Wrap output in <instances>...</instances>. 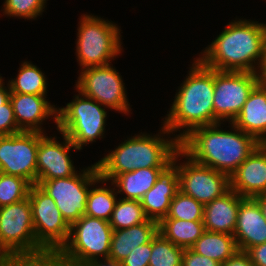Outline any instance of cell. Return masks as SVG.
<instances>
[{
  "instance_id": "cell-43",
  "label": "cell",
  "mask_w": 266,
  "mask_h": 266,
  "mask_svg": "<svg viewBox=\"0 0 266 266\" xmlns=\"http://www.w3.org/2000/svg\"><path fill=\"white\" fill-rule=\"evenodd\" d=\"M0 266H25V265H23L22 263L17 262V261H10V262L5 263V264H0Z\"/></svg>"
},
{
  "instance_id": "cell-30",
  "label": "cell",
  "mask_w": 266,
  "mask_h": 266,
  "mask_svg": "<svg viewBox=\"0 0 266 266\" xmlns=\"http://www.w3.org/2000/svg\"><path fill=\"white\" fill-rule=\"evenodd\" d=\"M204 205L191 196L178 191L171 200L169 212L165 218L186 221H203Z\"/></svg>"
},
{
  "instance_id": "cell-5",
  "label": "cell",
  "mask_w": 266,
  "mask_h": 266,
  "mask_svg": "<svg viewBox=\"0 0 266 266\" xmlns=\"http://www.w3.org/2000/svg\"><path fill=\"white\" fill-rule=\"evenodd\" d=\"M0 250L25 266H50L52 258L35 239L29 197L0 207Z\"/></svg>"
},
{
  "instance_id": "cell-1",
  "label": "cell",
  "mask_w": 266,
  "mask_h": 266,
  "mask_svg": "<svg viewBox=\"0 0 266 266\" xmlns=\"http://www.w3.org/2000/svg\"><path fill=\"white\" fill-rule=\"evenodd\" d=\"M229 124L231 131L223 130L221 123L193 129L180 141V149L193 161L230 177L260 143Z\"/></svg>"
},
{
  "instance_id": "cell-36",
  "label": "cell",
  "mask_w": 266,
  "mask_h": 266,
  "mask_svg": "<svg viewBox=\"0 0 266 266\" xmlns=\"http://www.w3.org/2000/svg\"><path fill=\"white\" fill-rule=\"evenodd\" d=\"M254 266H266V242L247 251Z\"/></svg>"
},
{
  "instance_id": "cell-31",
  "label": "cell",
  "mask_w": 266,
  "mask_h": 266,
  "mask_svg": "<svg viewBox=\"0 0 266 266\" xmlns=\"http://www.w3.org/2000/svg\"><path fill=\"white\" fill-rule=\"evenodd\" d=\"M30 187L31 184L26 179L0 172V207L27 198Z\"/></svg>"
},
{
  "instance_id": "cell-20",
  "label": "cell",
  "mask_w": 266,
  "mask_h": 266,
  "mask_svg": "<svg viewBox=\"0 0 266 266\" xmlns=\"http://www.w3.org/2000/svg\"><path fill=\"white\" fill-rule=\"evenodd\" d=\"M242 199V196L230 188L222 196L205 204L203 213L205 230L233 235Z\"/></svg>"
},
{
  "instance_id": "cell-25",
  "label": "cell",
  "mask_w": 266,
  "mask_h": 266,
  "mask_svg": "<svg viewBox=\"0 0 266 266\" xmlns=\"http://www.w3.org/2000/svg\"><path fill=\"white\" fill-rule=\"evenodd\" d=\"M191 249L221 264L239 250L233 235L209 231H205Z\"/></svg>"
},
{
  "instance_id": "cell-13",
  "label": "cell",
  "mask_w": 266,
  "mask_h": 266,
  "mask_svg": "<svg viewBox=\"0 0 266 266\" xmlns=\"http://www.w3.org/2000/svg\"><path fill=\"white\" fill-rule=\"evenodd\" d=\"M39 132L21 131L0 136V172L37 182Z\"/></svg>"
},
{
  "instance_id": "cell-10",
  "label": "cell",
  "mask_w": 266,
  "mask_h": 266,
  "mask_svg": "<svg viewBox=\"0 0 266 266\" xmlns=\"http://www.w3.org/2000/svg\"><path fill=\"white\" fill-rule=\"evenodd\" d=\"M28 197L36 242L53 258L68 241L70 225L64 220L53 198L37 184L31 185Z\"/></svg>"
},
{
  "instance_id": "cell-32",
  "label": "cell",
  "mask_w": 266,
  "mask_h": 266,
  "mask_svg": "<svg viewBox=\"0 0 266 266\" xmlns=\"http://www.w3.org/2000/svg\"><path fill=\"white\" fill-rule=\"evenodd\" d=\"M47 0H5L3 15L23 19H36L42 15Z\"/></svg>"
},
{
  "instance_id": "cell-4",
  "label": "cell",
  "mask_w": 266,
  "mask_h": 266,
  "mask_svg": "<svg viewBox=\"0 0 266 266\" xmlns=\"http://www.w3.org/2000/svg\"><path fill=\"white\" fill-rule=\"evenodd\" d=\"M160 131L162 133L158 132L153 136L152 133L150 135L141 132L127 138L115 150L109 151L96 162L100 177L108 182L119 174L139 168L166 167L180 149V141L176 137L171 138V133L164 126Z\"/></svg>"
},
{
  "instance_id": "cell-24",
  "label": "cell",
  "mask_w": 266,
  "mask_h": 266,
  "mask_svg": "<svg viewBox=\"0 0 266 266\" xmlns=\"http://www.w3.org/2000/svg\"><path fill=\"white\" fill-rule=\"evenodd\" d=\"M203 221H186L163 218L158 223V232L176 246L191 248L205 232Z\"/></svg>"
},
{
  "instance_id": "cell-34",
  "label": "cell",
  "mask_w": 266,
  "mask_h": 266,
  "mask_svg": "<svg viewBox=\"0 0 266 266\" xmlns=\"http://www.w3.org/2000/svg\"><path fill=\"white\" fill-rule=\"evenodd\" d=\"M152 250V240L146 244L139 245L121 261V266H149Z\"/></svg>"
},
{
  "instance_id": "cell-26",
  "label": "cell",
  "mask_w": 266,
  "mask_h": 266,
  "mask_svg": "<svg viewBox=\"0 0 266 266\" xmlns=\"http://www.w3.org/2000/svg\"><path fill=\"white\" fill-rule=\"evenodd\" d=\"M17 77L8 81L11 93L46 95L47 81L44 73L32 62L21 63Z\"/></svg>"
},
{
  "instance_id": "cell-15",
  "label": "cell",
  "mask_w": 266,
  "mask_h": 266,
  "mask_svg": "<svg viewBox=\"0 0 266 266\" xmlns=\"http://www.w3.org/2000/svg\"><path fill=\"white\" fill-rule=\"evenodd\" d=\"M63 141L56 140L57 136H46L39 132V145L37 151V180H51L67 178L77 174L74 162L70 159L69 152L77 149L70 139L60 133ZM60 142V143H59Z\"/></svg>"
},
{
  "instance_id": "cell-17",
  "label": "cell",
  "mask_w": 266,
  "mask_h": 266,
  "mask_svg": "<svg viewBox=\"0 0 266 266\" xmlns=\"http://www.w3.org/2000/svg\"><path fill=\"white\" fill-rule=\"evenodd\" d=\"M230 188L243 198L266 193V144H259L230 176Z\"/></svg>"
},
{
  "instance_id": "cell-7",
  "label": "cell",
  "mask_w": 266,
  "mask_h": 266,
  "mask_svg": "<svg viewBox=\"0 0 266 266\" xmlns=\"http://www.w3.org/2000/svg\"><path fill=\"white\" fill-rule=\"evenodd\" d=\"M80 18L76 55L81 69L110 64L123 50L118 25L92 14Z\"/></svg>"
},
{
  "instance_id": "cell-8",
  "label": "cell",
  "mask_w": 266,
  "mask_h": 266,
  "mask_svg": "<svg viewBox=\"0 0 266 266\" xmlns=\"http://www.w3.org/2000/svg\"><path fill=\"white\" fill-rule=\"evenodd\" d=\"M76 91L78 95L73 96L71 102L57 109L56 129L81 150L83 146L104 137L107 111L96 100Z\"/></svg>"
},
{
  "instance_id": "cell-3",
  "label": "cell",
  "mask_w": 266,
  "mask_h": 266,
  "mask_svg": "<svg viewBox=\"0 0 266 266\" xmlns=\"http://www.w3.org/2000/svg\"><path fill=\"white\" fill-rule=\"evenodd\" d=\"M188 72L163 120L170 133L183 130L175 135L179 141L195 128L214 125V69L196 58Z\"/></svg>"
},
{
  "instance_id": "cell-12",
  "label": "cell",
  "mask_w": 266,
  "mask_h": 266,
  "mask_svg": "<svg viewBox=\"0 0 266 266\" xmlns=\"http://www.w3.org/2000/svg\"><path fill=\"white\" fill-rule=\"evenodd\" d=\"M76 83L77 90L106 108L124 114L130 112L125 83L111 64L81 69Z\"/></svg>"
},
{
  "instance_id": "cell-28",
  "label": "cell",
  "mask_w": 266,
  "mask_h": 266,
  "mask_svg": "<svg viewBox=\"0 0 266 266\" xmlns=\"http://www.w3.org/2000/svg\"><path fill=\"white\" fill-rule=\"evenodd\" d=\"M147 219L140 201L119 198L115 203L109 224L113 230H121L141 224Z\"/></svg>"
},
{
  "instance_id": "cell-40",
  "label": "cell",
  "mask_w": 266,
  "mask_h": 266,
  "mask_svg": "<svg viewBox=\"0 0 266 266\" xmlns=\"http://www.w3.org/2000/svg\"><path fill=\"white\" fill-rule=\"evenodd\" d=\"M86 266H121V262H116L111 259H99L88 263Z\"/></svg>"
},
{
  "instance_id": "cell-41",
  "label": "cell",
  "mask_w": 266,
  "mask_h": 266,
  "mask_svg": "<svg viewBox=\"0 0 266 266\" xmlns=\"http://www.w3.org/2000/svg\"><path fill=\"white\" fill-rule=\"evenodd\" d=\"M255 199L258 201L259 205L261 206L264 217L266 219V193L255 197Z\"/></svg>"
},
{
  "instance_id": "cell-21",
  "label": "cell",
  "mask_w": 266,
  "mask_h": 266,
  "mask_svg": "<svg viewBox=\"0 0 266 266\" xmlns=\"http://www.w3.org/2000/svg\"><path fill=\"white\" fill-rule=\"evenodd\" d=\"M232 124L266 144V85L258 83L253 88Z\"/></svg>"
},
{
  "instance_id": "cell-39",
  "label": "cell",
  "mask_w": 266,
  "mask_h": 266,
  "mask_svg": "<svg viewBox=\"0 0 266 266\" xmlns=\"http://www.w3.org/2000/svg\"><path fill=\"white\" fill-rule=\"evenodd\" d=\"M10 88L7 83V87L5 86L4 81L2 80L0 82V106L5 104L10 99Z\"/></svg>"
},
{
  "instance_id": "cell-18",
  "label": "cell",
  "mask_w": 266,
  "mask_h": 266,
  "mask_svg": "<svg viewBox=\"0 0 266 266\" xmlns=\"http://www.w3.org/2000/svg\"><path fill=\"white\" fill-rule=\"evenodd\" d=\"M47 95L11 93L10 101L14 116L21 131L44 132L42 122L54 117L57 125V107L47 101Z\"/></svg>"
},
{
  "instance_id": "cell-33",
  "label": "cell",
  "mask_w": 266,
  "mask_h": 266,
  "mask_svg": "<svg viewBox=\"0 0 266 266\" xmlns=\"http://www.w3.org/2000/svg\"><path fill=\"white\" fill-rule=\"evenodd\" d=\"M21 132L18 128L10 99L0 106V136Z\"/></svg>"
},
{
  "instance_id": "cell-16",
  "label": "cell",
  "mask_w": 266,
  "mask_h": 266,
  "mask_svg": "<svg viewBox=\"0 0 266 266\" xmlns=\"http://www.w3.org/2000/svg\"><path fill=\"white\" fill-rule=\"evenodd\" d=\"M180 157H183L181 149L175 153L173 161L160 172L155 185L140 200L148 219L159 223L167 216L171 200L179 191L178 159Z\"/></svg>"
},
{
  "instance_id": "cell-6",
  "label": "cell",
  "mask_w": 266,
  "mask_h": 266,
  "mask_svg": "<svg viewBox=\"0 0 266 266\" xmlns=\"http://www.w3.org/2000/svg\"><path fill=\"white\" fill-rule=\"evenodd\" d=\"M112 234L109 221L81 216L70 226L68 241L52 258L50 266H86L101 257L108 259Z\"/></svg>"
},
{
  "instance_id": "cell-11",
  "label": "cell",
  "mask_w": 266,
  "mask_h": 266,
  "mask_svg": "<svg viewBox=\"0 0 266 266\" xmlns=\"http://www.w3.org/2000/svg\"><path fill=\"white\" fill-rule=\"evenodd\" d=\"M258 83L254 72L214 70V124L232 123Z\"/></svg>"
},
{
  "instance_id": "cell-22",
  "label": "cell",
  "mask_w": 266,
  "mask_h": 266,
  "mask_svg": "<svg viewBox=\"0 0 266 266\" xmlns=\"http://www.w3.org/2000/svg\"><path fill=\"white\" fill-rule=\"evenodd\" d=\"M158 233V222H145L126 229L113 230L109 259L121 262L136 247L150 242Z\"/></svg>"
},
{
  "instance_id": "cell-2",
  "label": "cell",
  "mask_w": 266,
  "mask_h": 266,
  "mask_svg": "<svg viewBox=\"0 0 266 266\" xmlns=\"http://www.w3.org/2000/svg\"><path fill=\"white\" fill-rule=\"evenodd\" d=\"M249 20L229 22L197 58L217 71L257 73L263 60L266 24Z\"/></svg>"
},
{
  "instance_id": "cell-35",
  "label": "cell",
  "mask_w": 266,
  "mask_h": 266,
  "mask_svg": "<svg viewBox=\"0 0 266 266\" xmlns=\"http://www.w3.org/2000/svg\"><path fill=\"white\" fill-rule=\"evenodd\" d=\"M182 266H221V263L197 254L191 248H186L182 257Z\"/></svg>"
},
{
  "instance_id": "cell-27",
  "label": "cell",
  "mask_w": 266,
  "mask_h": 266,
  "mask_svg": "<svg viewBox=\"0 0 266 266\" xmlns=\"http://www.w3.org/2000/svg\"><path fill=\"white\" fill-rule=\"evenodd\" d=\"M99 183L106 184V180L100 177L93 184V187H90L85 215L109 221L117 201V191H115V186L113 188H110V186L106 188L105 185L103 187L96 186Z\"/></svg>"
},
{
  "instance_id": "cell-29",
  "label": "cell",
  "mask_w": 266,
  "mask_h": 266,
  "mask_svg": "<svg viewBox=\"0 0 266 266\" xmlns=\"http://www.w3.org/2000/svg\"><path fill=\"white\" fill-rule=\"evenodd\" d=\"M184 248L176 246L159 232L152 239L149 266H182Z\"/></svg>"
},
{
  "instance_id": "cell-37",
  "label": "cell",
  "mask_w": 266,
  "mask_h": 266,
  "mask_svg": "<svg viewBox=\"0 0 266 266\" xmlns=\"http://www.w3.org/2000/svg\"><path fill=\"white\" fill-rule=\"evenodd\" d=\"M221 266H254L250 256L245 251L238 250L233 256L228 258Z\"/></svg>"
},
{
  "instance_id": "cell-19",
  "label": "cell",
  "mask_w": 266,
  "mask_h": 266,
  "mask_svg": "<svg viewBox=\"0 0 266 266\" xmlns=\"http://www.w3.org/2000/svg\"><path fill=\"white\" fill-rule=\"evenodd\" d=\"M233 236L238 249L245 252L266 242V219L255 198H243L240 201Z\"/></svg>"
},
{
  "instance_id": "cell-38",
  "label": "cell",
  "mask_w": 266,
  "mask_h": 266,
  "mask_svg": "<svg viewBox=\"0 0 266 266\" xmlns=\"http://www.w3.org/2000/svg\"><path fill=\"white\" fill-rule=\"evenodd\" d=\"M257 74L259 78V83L266 85V29H265V38H264L263 60Z\"/></svg>"
},
{
  "instance_id": "cell-23",
  "label": "cell",
  "mask_w": 266,
  "mask_h": 266,
  "mask_svg": "<svg viewBox=\"0 0 266 266\" xmlns=\"http://www.w3.org/2000/svg\"><path fill=\"white\" fill-rule=\"evenodd\" d=\"M165 167L139 168L117 175L111 186L116 187L117 194L126 195L121 199L140 201L156 183L158 175Z\"/></svg>"
},
{
  "instance_id": "cell-14",
  "label": "cell",
  "mask_w": 266,
  "mask_h": 266,
  "mask_svg": "<svg viewBox=\"0 0 266 266\" xmlns=\"http://www.w3.org/2000/svg\"><path fill=\"white\" fill-rule=\"evenodd\" d=\"M183 156L188 160L178 163L179 191L205 205L230 189L227 174L193 161L184 152Z\"/></svg>"
},
{
  "instance_id": "cell-9",
  "label": "cell",
  "mask_w": 266,
  "mask_h": 266,
  "mask_svg": "<svg viewBox=\"0 0 266 266\" xmlns=\"http://www.w3.org/2000/svg\"><path fill=\"white\" fill-rule=\"evenodd\" d=\"M100 178L97 164L67 178L37 180L36 184L55 201L64 220L71 226L85 215L90 187Z\"/></svg>"
},
{
  "instance_id": "cell-42",
  "label": "cell",
  "mask_w": 266,
  "mask_h": 266,
  "mask_svg": "<svg viewBox=\"0 0 266 266\" xmlns=\"http://www.w3.org/2000/svg\"><path fill=\"white\" fill-rule=\"evenodd\" d=\"M11 260L0 250V264H5Z\"/></svg>"
}]
</instances>
